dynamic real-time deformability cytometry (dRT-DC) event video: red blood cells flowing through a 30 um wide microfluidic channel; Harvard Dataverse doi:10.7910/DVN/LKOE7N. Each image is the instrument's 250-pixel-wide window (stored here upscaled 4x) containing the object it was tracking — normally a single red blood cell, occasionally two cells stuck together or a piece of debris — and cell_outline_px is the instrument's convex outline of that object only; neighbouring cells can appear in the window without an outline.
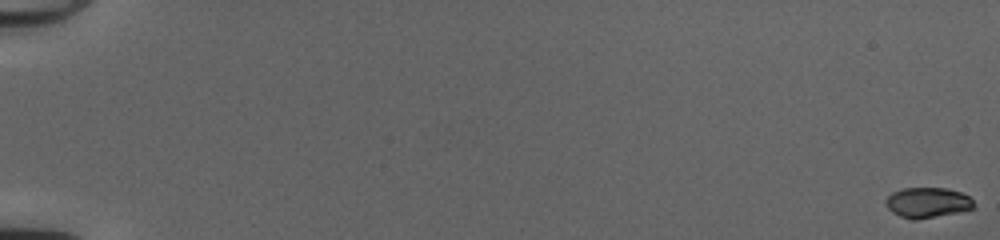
{"species": "common noctule bat (a hibernating species)", "species_latin": "Nyctalus noctula", "temperature_condition": "cold", "stored_images_in_passage": 54, "camera_frame_rate_fps": 3000, "um_per_image_px": 0.085, "animal": {"sex": "female", "body_mass_g": 20.0, "forearm_length_mm": 54.0}, "frame": {"image": 1, "passage_image": 1, "time_ms": 0.0, "image_size_px": [1000, 240], "cell_outline_px": [[976, 208], [960, 212], [916, 220], [912, 220], [900, 216], [892, 212], [884, 204], [884, 200], [892, 192], [904, 188], [948, 188], [960, 192], [968, 196], [976, 204]], "centroid_in_image_um": [78.84, 17.22], "position_along_channel_um": 6.2, "area_um2": 15.78}}
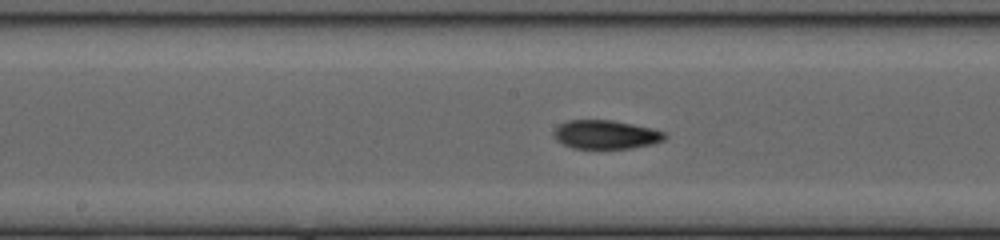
{"frame": {"image": 2, "passage_image": 31, "time_ms": 10.0, "image_size_px": [1000, 240], "cell_outline_px": [[668, 136], [664, 140], [652, 144], [632, 148], [572, 148], [556, 140], [552, 136], [552, 132], [560, 124], [568, 120], [612, 120], [652, 128], [664, 132]], "centroid_in_image_um": [51.48, 11.44], "position_along_channel_um": 196.7, "area_um2": 18.61}}
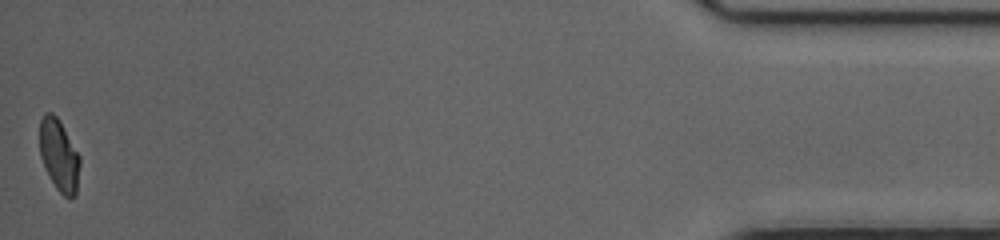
{"frame": {"image": 3, "passage_image": 54, "time_ms": 17.667, "image_size_px": [1000, 240], "cell_outline_px": [[80, 164], [76, 196], [64, 196], [56, 188], [40, 156], [40, 120], [44, 112], [52, 112], [60, 120], [80, 156]], "centroid_in_image_um": [5.03, 13.16], "position_along_channel_um": 430.2, "area_um2": 16.7}, "authors_computed_cell_mechanics": {"area_um2": 17.7735, "velocity_mm_per_s": 4.1028, "shape_relaxation_time_tau1_ms": 10.0681, "shape_relaxation_time_tau2_ms": 2.2439, "deformation_change_tau1": 0.2896, "deformation_change_tau2": 0.0758}}